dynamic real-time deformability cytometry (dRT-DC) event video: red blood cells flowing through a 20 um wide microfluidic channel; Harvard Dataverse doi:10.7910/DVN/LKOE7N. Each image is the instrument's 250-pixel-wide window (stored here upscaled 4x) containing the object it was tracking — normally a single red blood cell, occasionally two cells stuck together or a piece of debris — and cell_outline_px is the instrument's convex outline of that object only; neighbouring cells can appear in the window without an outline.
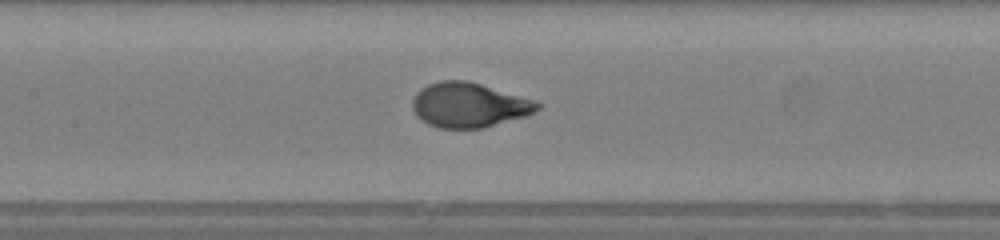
{"species": "human", "species_latin": "Homo sapiens", "temperature_condition": "warm", "stored_images_in_passage": 48, "camera_frame_rate_fps": 3000, "um_per_image_px": 0.085, "donor": {"sex": "female"}, "frame": {"image": 1, "passage_image": 21, "time_ms": 6.667, "image_size_px": [1000, 240], "cell_outline_px": [[544, 104], [540, 108], [528, 116], [484, 128], [440, 128], [428, 124], [416, 116], [412, 108], [412, 100], [416, 92], [420, 88], [428, 84], [440, 80], [468, 80], [536, 100]], "centroid_in_image_um": [39.89, 8.92], "position_along_channel_um": 167.5, "area_um2": 33.06}}
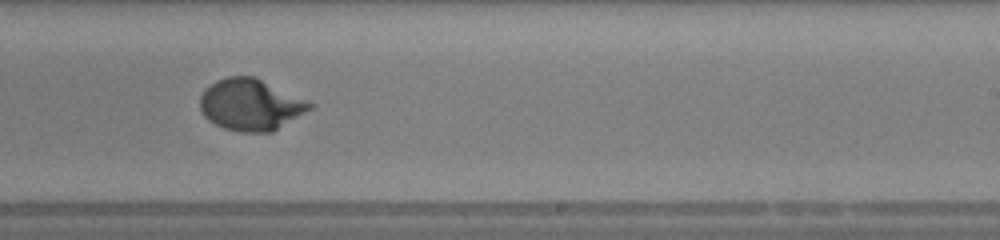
{"frame": {"image": 2, "passage_image": 28, "time_ms": 9.0, "image_size_px": [1000, 240], "cell_outline_px": [[316, 104], [312, 108], [272, 132], [240, 132], [224, 128], [208, 120], [204, 116], [200, 108], [200, 96], [216, 80], [228, 76], [252, 76], [308, 100]], "centroid_in_image_um": [21.31, 8.91], "position_along_channel_um": 267.7, "area_um2": 32.66}, "authors_computed_cell_mechanics": {"area_um2": 32.3969, "velocity_mm_per_s": 4.3027, "shape_relaxation_time_tau1_ms": 3.7372, "shape_relaxation_time_tau2_ms": null, "deformation_change_tau1": 0.2441, "deformation_change_tau2": null}}